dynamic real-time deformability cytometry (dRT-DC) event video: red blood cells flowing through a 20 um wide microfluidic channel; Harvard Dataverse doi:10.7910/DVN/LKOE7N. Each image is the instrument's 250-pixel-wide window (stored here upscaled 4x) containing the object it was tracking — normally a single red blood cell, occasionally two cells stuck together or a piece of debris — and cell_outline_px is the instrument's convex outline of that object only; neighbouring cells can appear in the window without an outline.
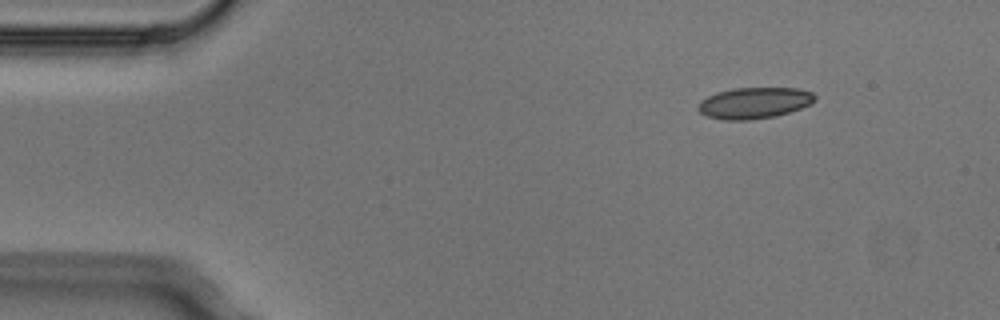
{"species": "Egyptian fruit bat (a non-hibernating species)", "species_latin": "Rousettus aegyptiacus", "temperature_condition": "cold", "stored_images_in_passage": 6, "camera_frame_rate_fps": 3000, "um_per_image_px": 0.085, "animal": {"sex": "male"}, "frame": {"image": 1, "passage_image": 1, "time_ms": 0.0, "image_size_px": [1000, 320], "cell_outline_px": [[816, 100], [800, 108], [776, 116], [752, 120], [724, 120], [708, 116], [700, 112], [696, 108], [700, 100], [716, 92], [732, 88], [796, 88], [812, 92], [816, 96]], "centroid_in_image_um": [64.08, 8.75], "position_along_channel_um": 20.9, "area_um2": 21.27}}
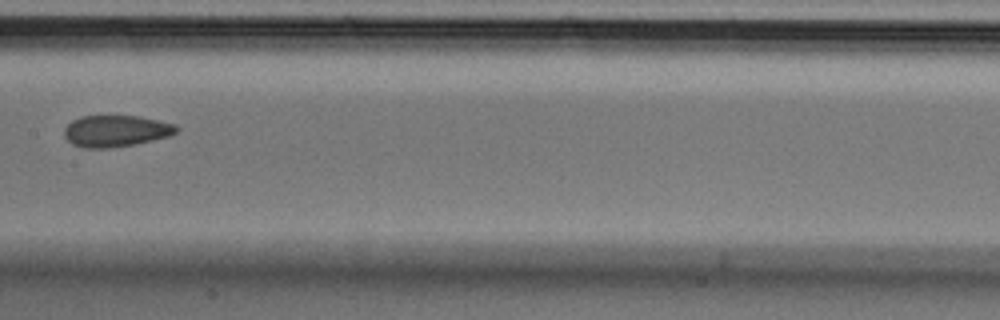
{"frame": {"image": 2, "passage_image": 6, "time_ms": 1.667, "image_size_px": [1000, 320], "cell_outline_px": [[180, 128], [176, 132], [168, 136], [136, 144], [108, 148], [84, 148], [72, 144], [64, 136], [64, 128], [72, 120], [80, 116], [140, 116], [176, 124]], "centroid_in_image_um": [9.84, 11.13], "position_along_channel_um": 197.6, "area_um2": 20.69}}